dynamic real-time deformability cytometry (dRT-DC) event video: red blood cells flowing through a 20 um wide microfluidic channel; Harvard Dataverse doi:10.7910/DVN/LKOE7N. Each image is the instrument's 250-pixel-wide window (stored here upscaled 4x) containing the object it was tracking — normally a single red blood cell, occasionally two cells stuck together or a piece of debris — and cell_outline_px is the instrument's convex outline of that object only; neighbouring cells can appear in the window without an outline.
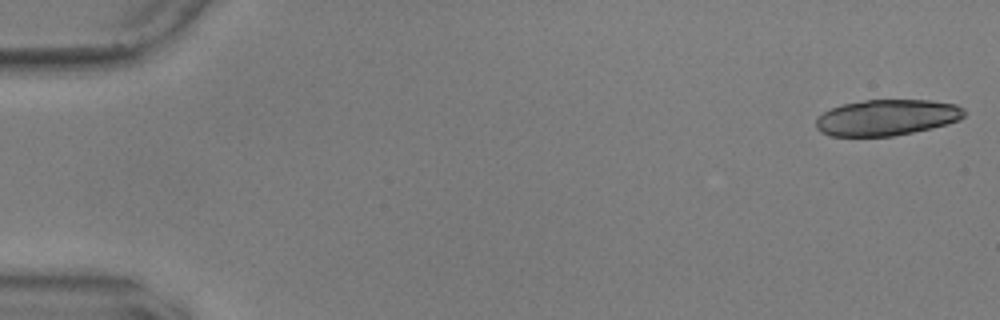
{"species": "common noctule bat (a hibernating species)", "species_latin": "Nyctalus noctula", "temperature_condition": "warm", "stored_images_in_passage": 55, "camera_frame_rate_fps": 3000, "um_per_image_px": 0.085, "animal": {"sex": "male", "body_mass_g": 17.9, "forearm_length_mm": 54.2}, "frame": {"image": 1, "passage_image": 1, "time_ms": 0.0, "image_size_px": [1000, 320], "cell_outline_px": [[964, 116], [960, 120], [932, 128], [892, 136], [832, 136], [820, 132], [816, 128], [816, 120], [824, 112], [832, 108], [844, 104], [864, 100], [928, 100], [956, 104], [964, 108]], "centroid_in_image_um": [75.39, 9.99], "position_along_channel_um": 9.6, "area_um2": 30.98}}
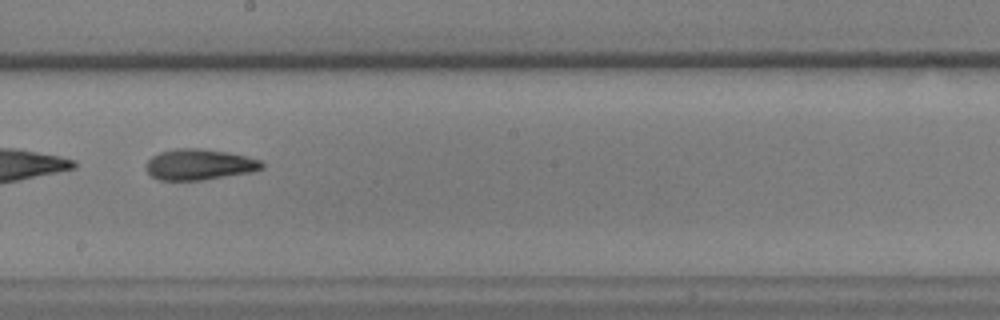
{"frame": {"image": 2, "passage_image": 32, "time_ms": 10.333, "image_size_px": [1000, 320], "cell_outline_px": [[264, 168], [252, 172], [204, 180], [160, 180], [152, 176], [144, 168], [148, 160], [152, 156], [160, 152], [176, 148], [196, 148], [224, 152], [264, 160]], "centroid_in_image_um": [16.95, 13.99], "position_along_channel_um": 231.3, "area_um2": 20.87}, "authors_computed_cell_mechanics": {"area_um2": 21.386, "velocity_mm_per_s": 3.6105, "shape_relaxation_time_tau1_ms": 9.195, "shape_relaxation_time_tau2_ms": 3.1744, "deformation_change_tau1": 0.2148, "deformation_change_tau2": 0.1134}}